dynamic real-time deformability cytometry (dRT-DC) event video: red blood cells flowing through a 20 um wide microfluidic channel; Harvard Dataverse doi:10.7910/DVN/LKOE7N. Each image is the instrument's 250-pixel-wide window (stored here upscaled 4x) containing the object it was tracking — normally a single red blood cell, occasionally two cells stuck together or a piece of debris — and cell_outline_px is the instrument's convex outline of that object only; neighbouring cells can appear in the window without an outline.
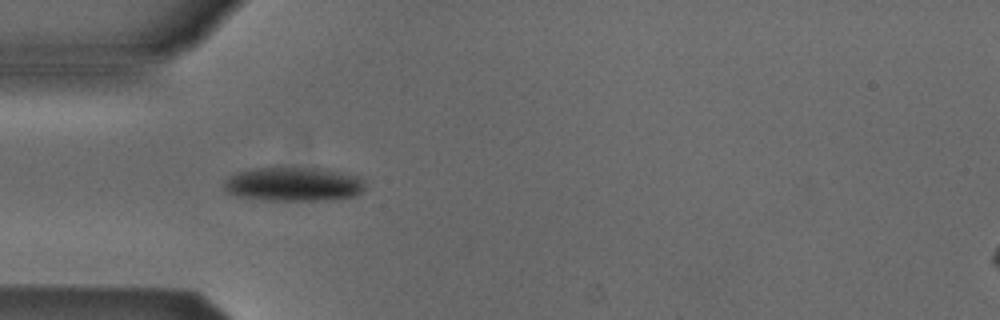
{"species": "Egyptian fruit bat (a non-hibernating species)", "species_latin": "Rousettus aegyptiacus", "temperature_condition": "cold", "stored_images_in_passage": 7, "camera_frame_rate_fps": 3000, "um_per_image_px": 0.085, "animal": {"sex": "male"}, "frame": {"image": 1, "passage_image": 3, "time_ms": 0.667, "image_size_px": [1000, 320], "cell_outline_px": [[364, 188], [356, 196], [332, 200], [268, 200], [236, 196], [224, 192], [224, 180], [236, 172], [252, 168], [320, 168], [356, 176], [364, 180]], "centroid_in_image_um": [24.91, 15.66], "position_along_channel_um": 60.1, "area_um2": 28.03}}
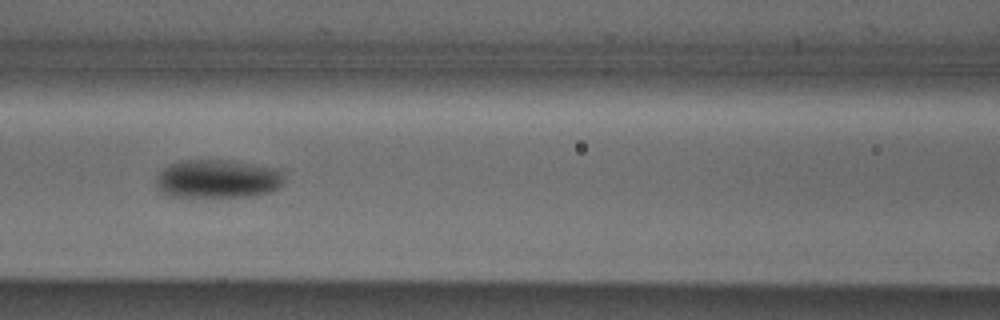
{"frame": {"image": 2, "passage_image": 5, "time_ms": 1.333, "image_size_px": [1000, 320], "cell_outline_px": [[284, 176], [280, 184], [272, 192], [256, 196], [188, 200], [168, 196], [160, 192], [156, 184], [156, 176], [168, 164], [180, 160], [232, 160], [276, 168]], "centroid_in_image_um": [18.42, 15.26], "position_along_channel_um": 148.2, "area_um2": 30.06}}
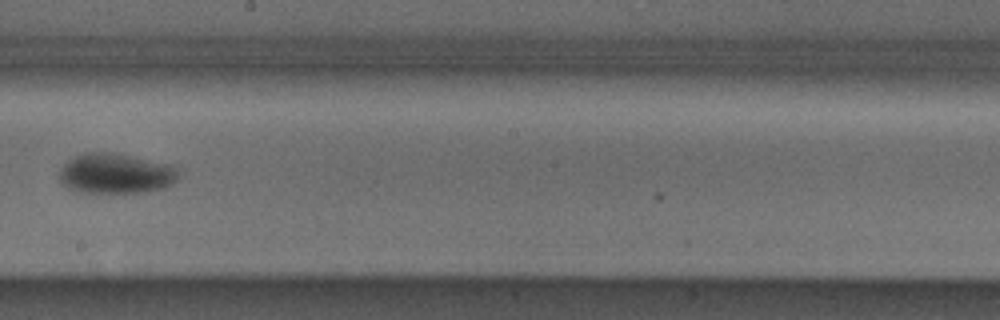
{"frame": {"image": 3, "passage_image": 7, "time_ms": 2.0, "image_size_px": [1000, 320], "cell_outline_px": [[180, 176], [172, 184], [164, 188], [144, 192], [112, 196], [100, 196], [80, 192], [68, 188], [60, 180], [60, 172], [64, 164], [72, 156], [84, 152], [112, 152], [132, 156], [168, 164], [176, 168]], "centroid_in_image_um": [9.82, 14.8], "position_along_channel_um": 238.4, "area_um2": 28.96}}